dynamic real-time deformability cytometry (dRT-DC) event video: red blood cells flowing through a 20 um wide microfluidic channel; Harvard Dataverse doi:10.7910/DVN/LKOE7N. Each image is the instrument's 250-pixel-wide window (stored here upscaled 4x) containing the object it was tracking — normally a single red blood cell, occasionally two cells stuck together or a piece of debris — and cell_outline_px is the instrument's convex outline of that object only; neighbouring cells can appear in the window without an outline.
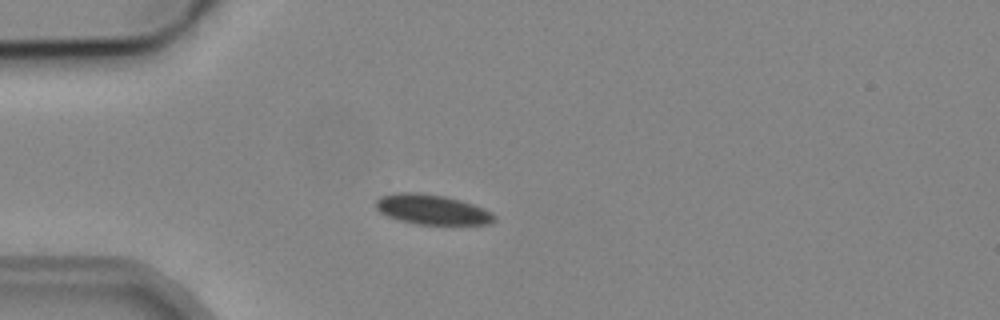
{"species": "common noctule bat (a hibernating species)", "species_latin": "Nyctalus noctula", "temperature_condition": "cold", "stored_images_in_passage": 7, "camera_frame_rate_fps": 3000, "um_per_image_px": 0.085, "animal": {"sex": "male", "body_mass_g": 19.2, "forearm_length_mm": 51.8}, "frame": {"image": 1, "passage_image": 3, "time_ms": 2.667, "image_size_px": [1000, 320], "cell_outline_px": [[496, 220], [488, 224], [416, 224], [400, 220], [388, 216], [380, 212], [376, 208], [376, 200], [380, 196], [396, 192], [416, 192], [444, 196], [460, 200], [484, 208], [492, 212], [496, 216]], "centroid_in_image_um": [36.72, 17.8], "position_along_channel_um": 48.3, "area_um2": 20.63}}
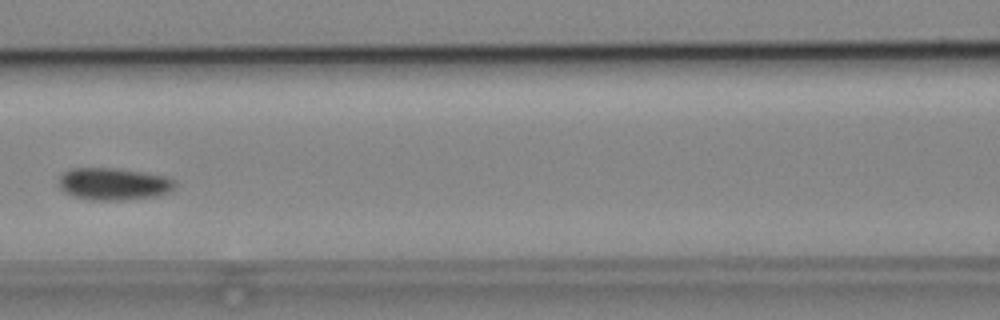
{"frame": {"image": 2, "passage_image": 6, "time_ms": 6.0, "image_size_px": [1000, 320], "cell_outline_px": [[176, 188], [168, 192], [152, 196], [128, 200], [88, 200], [64, 192], [60, 188], [60, 176], [64, 172], [72, 168], [116, 168], [144, 172], [164, 176], [176, 180]], "centroid_in_image_um": [9.68, 15.63], "position_along_channel_um": 156.9, "area_um2": 21.79}}
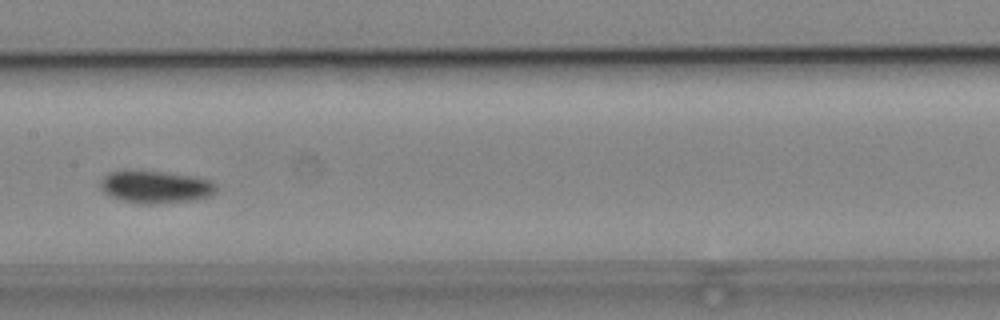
{"frame": {"image": 3, "passage_image": 7, "time_ms": 7.0, "image_size_px": [1000, 320], "cell_outline_px": [[216, 192], [208, 196], [188, 200], [152, 204], [140, 204], [124, 200], [112, 196], [104, 192], [100, 188], [100, 180], [108, 172], [124, 168], [128, 168], [164, 172], [192, 176], [212, 180], [216, 184]], "centroid_in_image_um": [13.16, 15.84], "position_along_channel_um": 194.2, "area_um2": 22.2}}